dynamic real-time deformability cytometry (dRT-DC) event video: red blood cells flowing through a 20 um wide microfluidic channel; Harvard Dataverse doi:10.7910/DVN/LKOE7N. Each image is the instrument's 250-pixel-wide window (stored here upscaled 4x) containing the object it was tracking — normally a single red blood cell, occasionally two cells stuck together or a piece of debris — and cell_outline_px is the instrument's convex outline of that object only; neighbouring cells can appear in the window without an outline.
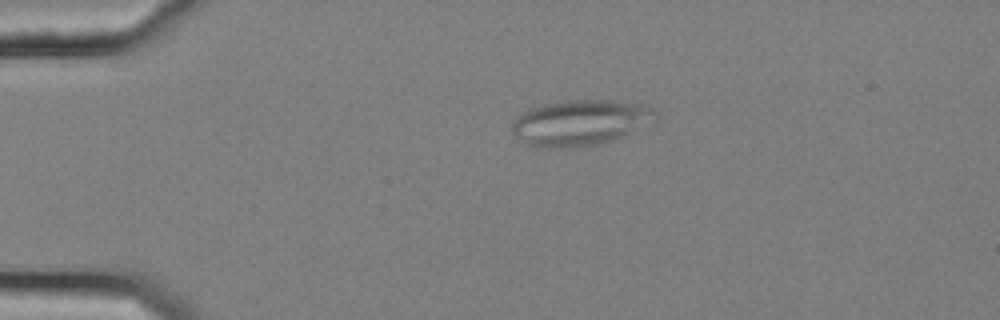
{"species": "common noctule bat (a hibernating species)", "species_latin": "Nyctalus noctula", "temperature_condition": "cold", "stored_images_in_passage": 55, "camera_frame_rate_fps": 3000, "um_per_image_px": 0.085, "animal": {"sex": "female", "body_mass_g": 25.1}, "frame": {"image": 1, "passage_image": 12, "time_ms": 3.667, "image_size_px": [1000, 320], "cell_outline_px": [[656, 120], [612, 140], [596, 144], [560, 148], [536, 148], [524, 144], [512, 132], [512, 120], [528, 108], [544, 104], [568, 100], [608, 100], [648, 104], [656, 112]], "centroid_in_image_um": [49.27, 10.42], "position_along_channel_um": 35.7, "area_um2": 38.26}}
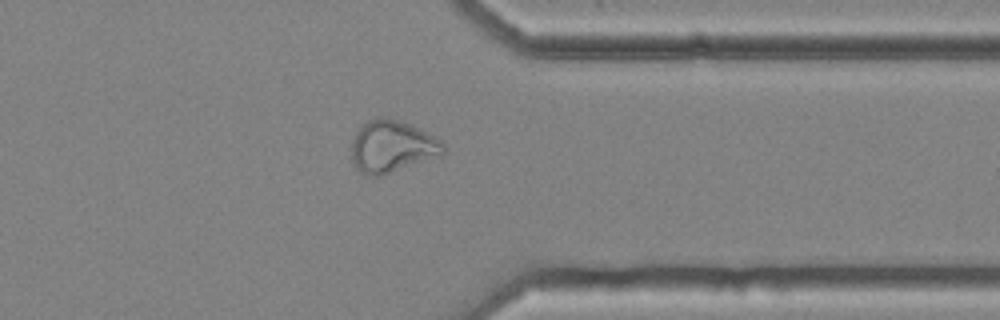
{"frame": {"image": 2, "passage_image": 44, "time_ms": 14.333, "image_size_px": [1000, 320], "cell_outline_px": [[448, 152], [440, 156], [380, 176], [368, 176], [360, 172], [356, 168], [352, 160], [352, 140], [356, 132], [368, 120], [380, 116], [384, 116], [420, 128], [444, 140], [448, 148]], "centroid_in_image_um": [33.39, 12.45], "position_along_channel_um": 378.0, "area_um2": 28.26}}
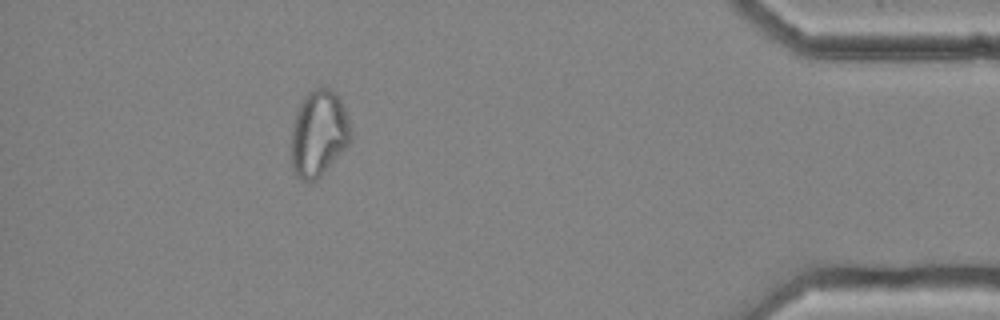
{"frame": {"image": 3, "passage_image": 50, "time_ms": 16.333, "image_size_px": [1000, 320], "cell_outline_px": [[348, 144], [320, 176], [316, 180], [300, 180], [296, 176], [292, 164], [292, 128], [296, 112], [304, 96], [308, 92], [316, 88], [328, 88], [336, 92], [344, 108], [348, 120]], "centroid_in_image_um": [27.05, 11.32], "position_along_channel_um": 408.2, "area_um2": 29.07}, "authors_computed_cell_mechanics": {"area_um2": 29.0156, "velocity_mm_per_s": 3.6634, "shape_relaxation_time_tau1_ms": null, "shape_relaxation_time_tau2_ms": 5.0782, "deformation_change_tau1": null, "deformation_change_tau2": 0.1158}}